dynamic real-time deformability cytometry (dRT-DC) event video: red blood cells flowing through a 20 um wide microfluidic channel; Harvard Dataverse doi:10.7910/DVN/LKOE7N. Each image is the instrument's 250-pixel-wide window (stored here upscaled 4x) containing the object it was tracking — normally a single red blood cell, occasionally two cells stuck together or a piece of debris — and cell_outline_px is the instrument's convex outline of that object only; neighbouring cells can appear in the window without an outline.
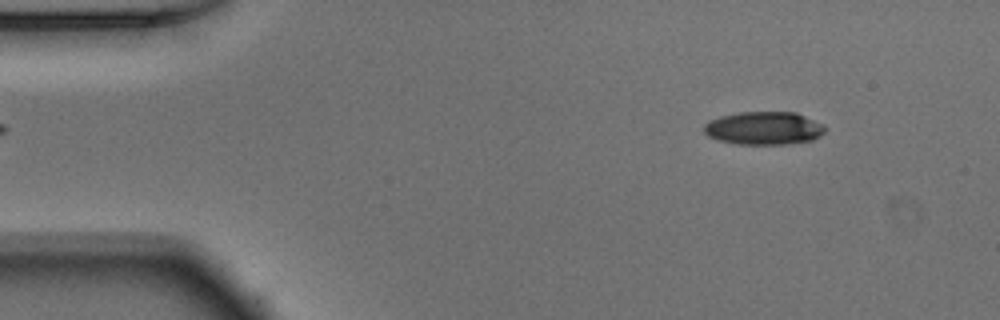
{"species": "Egyptian fruit bat (a non-hibernating species)", "species_latin": "Rousettus aegyptiacus", "temperature_condition": "warm", "stored_images_in_passage": 48, "camera_frame_rate_fps": 3000, "um_per_image_px": 0.085, "animal": {"sex": "male"}, "frame": {"image": 1, "passage_image": 3, "time_ms": 0.667, "image_size_px": [1000, 320], "cell_outline_px": [[824, 132], [820, 136], [812, 140], [788, 144], [736, 144], [716, 140], [708, 136], [704, 132], [704, 124], [708, 120], [720, 116], [740, 112], [796, 112], [820, 124], [824, 128]], "centroid_in_image_um": [64.86, 10.9], "position_along_channel_um": 20.1, "area_um2": 23.29}}
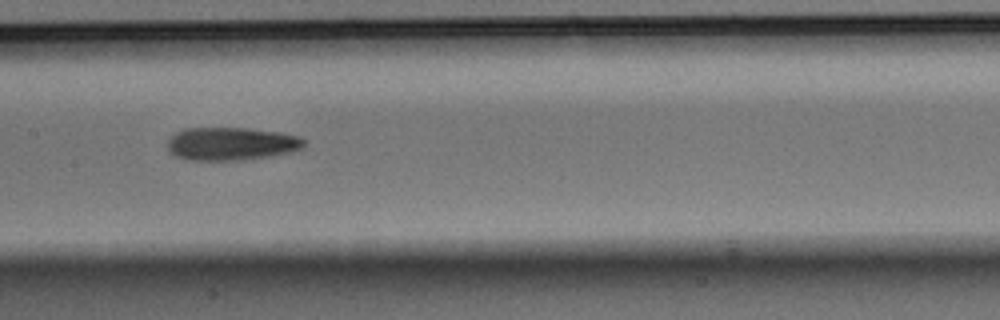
{"frame": {"image": 2, "passage_image": 22, "time_ms": 7.0, "image_size_px": [1000, 320], "cell_outline_px": [[304, 144], [300, 148], [292, 152], [272, 156], [240, 160], [192, 160], [176, 156], [168, 148], [168, 140], [176, 132], [184, 128], [244, 128], [280, 132], [300, 136], [304, 140]], "centroid_in_image_um": [19.67, 12.22], "position_along_channel_um": 187.7, "area_um2": 26.18}}
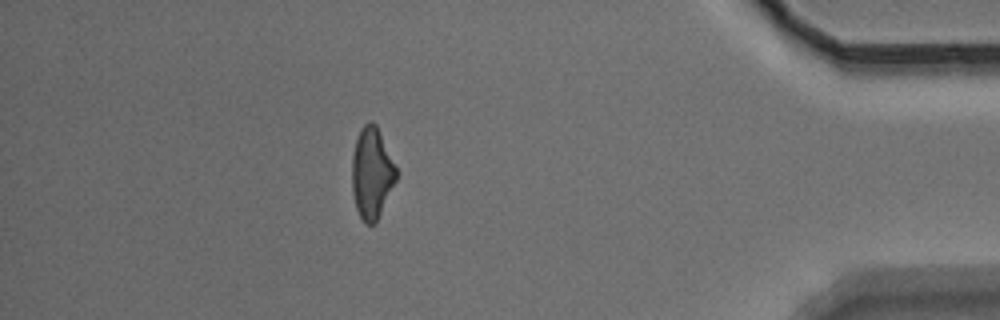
{"frame": {"image": 3, "passage_image": 42, "time_ms": 13.667, "image_size_px": [1000, 320], "cell_outline_px": [[396, 180], [376, 224], [364, 224], [356, 208], [352, 192], [352, 156], [356, 140], [360, 128], [368, 120], [372, 120], [376, 124], [380, 132], [396, 168]], "centroid_in_image_um": [31.58, 14.72], "position_along_channel_um": 403.6, "area_um2": 23.52}, "authors_computed_cell_mechanics": {"area_um2": 24.5072, "velocity_mm_per_s": 3.9206, "shape_relaxation_time_tau1_ms": 6.0242, "shape_relaxation_time_tau2_ms": 7.1045, "deformation_change_tau1": 0.1741, "deformation_change_tau2": 0.1971}}